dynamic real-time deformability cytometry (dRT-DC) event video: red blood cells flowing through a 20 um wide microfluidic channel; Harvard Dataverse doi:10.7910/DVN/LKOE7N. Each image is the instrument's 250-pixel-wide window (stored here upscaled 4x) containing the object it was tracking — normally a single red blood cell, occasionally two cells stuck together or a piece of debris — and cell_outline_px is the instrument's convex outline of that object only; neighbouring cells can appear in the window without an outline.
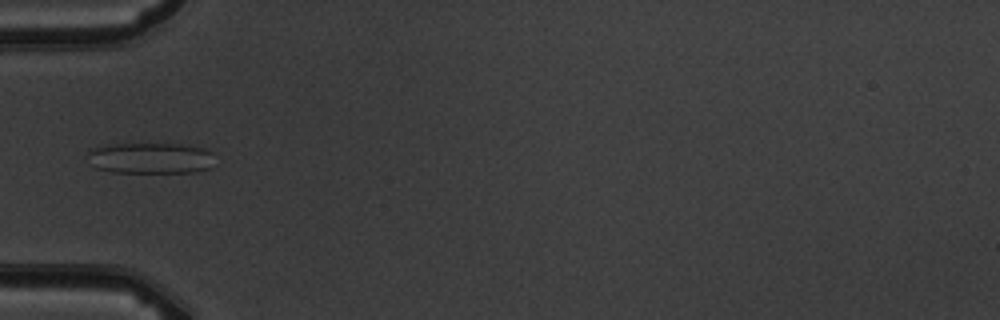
{"species": "common noctule bat (a hibernating species)", "species_latin": "Nyctalus noctula", "temperature_condition": "warm", "stored_images_in_passage": 7, "camera_frame_rate_fps": 3000, "um_per_image_px": 0.085, "animal": {"sex": "male", "body_mass_g": 19.5, "forearm_length_mm": 54.6}, "frame": {"image": 1, "passage_image": 6, "time_ms": 5.667, "image_size_px": [1000, 320], "cell_outline_px": [[212, 168], [196, 172], [112, 172], [96, 168], [92, 164], [88, 152], [88, 148], [108, 144], [188, 144], [204, 148], [212, 152]], "centroid_in_image_um": [12.81, 13.43], "position_along_channel_um": 72.2, "area_um2": 23.18}}
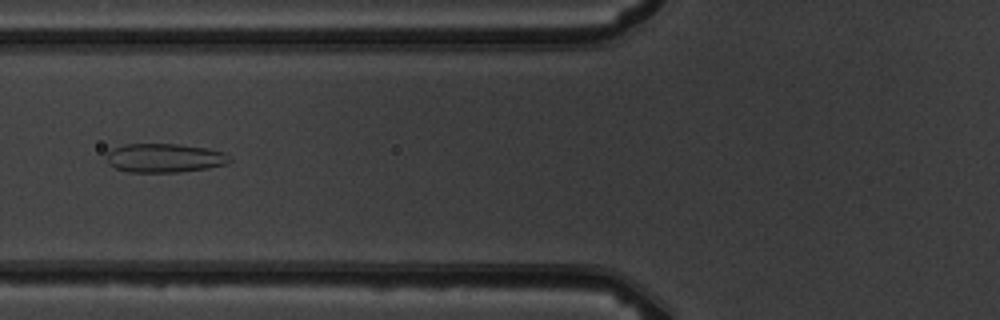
{"frame": {"image": 2, "passage_image": 7, "time_ms": 6.667, "image_size_px": [1000, 320], "cell_outline_px": [[232, 160], [228, 164], [208, 168], [180, 172], [128, 172], [116, 168], [108, 164], [108, 152], [112, 148], [124, 144], [180, 144], [208, 148], [224, 152]], "centroid_in_image_um": [14.01, 13.43], "position_along_channel_um": 111.8, "area_um2": 20.87}}